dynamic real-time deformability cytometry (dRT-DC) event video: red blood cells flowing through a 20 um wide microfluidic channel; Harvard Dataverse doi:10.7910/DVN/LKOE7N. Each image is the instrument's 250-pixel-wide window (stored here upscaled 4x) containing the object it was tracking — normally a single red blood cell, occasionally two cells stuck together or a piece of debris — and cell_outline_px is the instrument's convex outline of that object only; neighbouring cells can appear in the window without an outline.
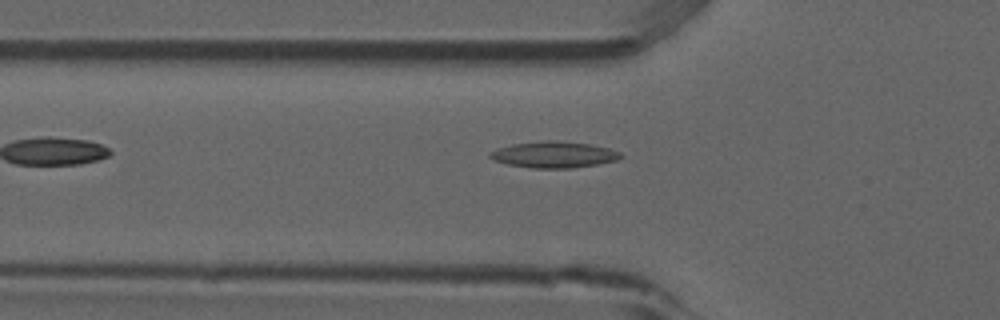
{"species": "common noctule bat (a hibernating species)", "species_latin": "Nyctalus noctula", "temperature_condition": "room temperature", "stored_images_in_passage": 3, "camera_frame_rate_fps": 3000, "um_per_image_px": 0.085, "animal": {"sex": "male", "forearm_length_mm": 52.5}, "frame": {"image": 1, "passage_image": 2, "time_ms": 0.333, "image_size_px": [1000, 320], "cell_outline_px": [[624, 156], [616, 160], [600, 164], [572, 168], [532, 168], [508, 164], [492, 160], [488, 156], [488, 152], [496, 148], [512, 144], [548, 140], [552, 140], [588, 144], [608, 148], [620, 152]], "centroid_in_image_um": [47.05, 13.15], "position_along_channel_um": 78.8, "area_um2": 20.06}}
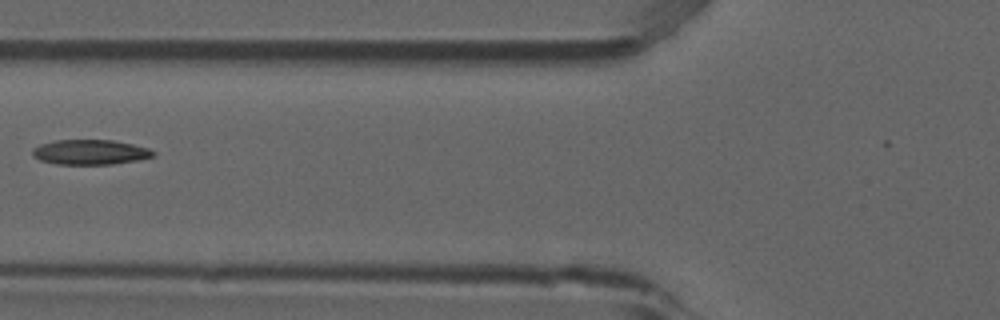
{"frame": {"image": 2, "passage_image": 3, "time_ms": 0.667, "image_size_px": [1000, 320], "cell_outline_px": [[156, 156], [136, 160], [112, 164], [56, 164], [40, 160], [32, 156], [32, 148], [40, 144], [56, 140], [112, 140], [132, 144], [148, 148], [156, 152]], "centroid_in_image_um": [7.65, 12.93], "position_along_channel_um": 118.1, "area_um2": 17.57}}